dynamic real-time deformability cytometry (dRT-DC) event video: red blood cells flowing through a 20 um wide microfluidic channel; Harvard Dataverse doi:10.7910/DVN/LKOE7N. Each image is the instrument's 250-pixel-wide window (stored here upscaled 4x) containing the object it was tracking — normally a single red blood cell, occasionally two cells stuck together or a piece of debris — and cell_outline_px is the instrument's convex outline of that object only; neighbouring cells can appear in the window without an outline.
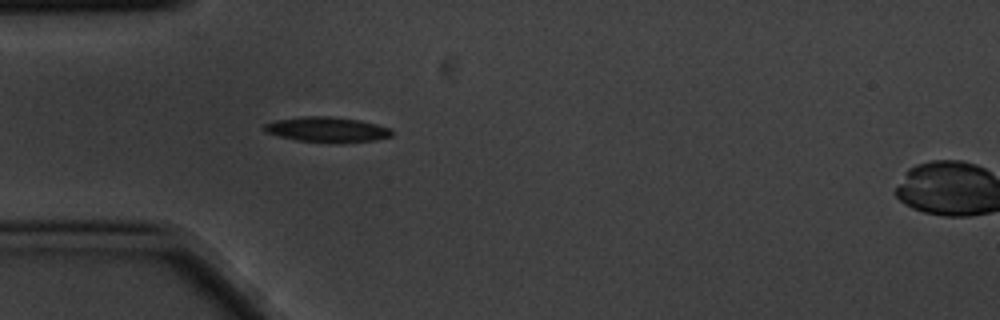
{"species": "common noctule bat (a hibernating species)", "species_latin": "Nyctalus noctula", "temperature_condition": "cold", "stored_images_in_passage": 4, "camera_frame_rate_fps": 3000, "um_per_image_px": 0.085, "animal": {"sex": "male", "body_mass_g": 20.1, "forearm_length_mm": 53.5}, "frame": {"image": 1, "passage_image": 4, "time_ms": 1.0, "image_size_px": [1000, 320], "cell_outline_px": [[392, 136], [376, 140], [296, 140], [264, 132], [260, 128], [264, 124], [276, 120], [300, 116], [332, 116], [360, 120], [392, 128]], "centroid_in_image_um": [27.74, 10.95], "position_along_channel_um": 57.3, "area_um2": 18.03}}